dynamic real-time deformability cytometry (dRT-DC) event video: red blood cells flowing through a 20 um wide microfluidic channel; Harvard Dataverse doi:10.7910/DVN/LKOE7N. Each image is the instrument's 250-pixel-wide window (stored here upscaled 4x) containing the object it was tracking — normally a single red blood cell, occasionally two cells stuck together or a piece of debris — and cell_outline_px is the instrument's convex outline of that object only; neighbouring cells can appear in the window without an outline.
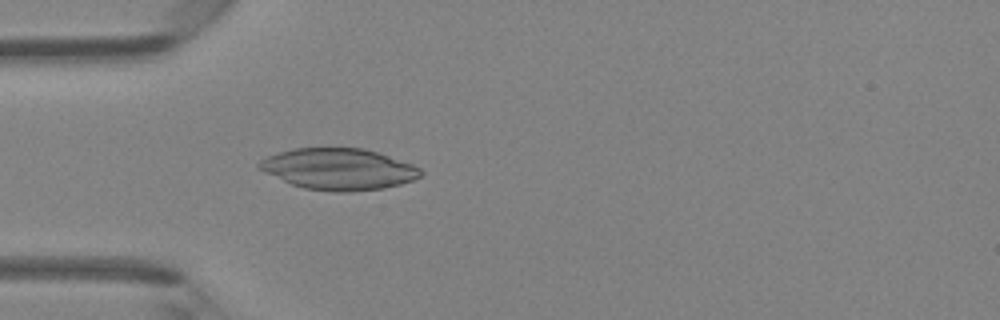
{"species": "Egyptian fruit bat (a non-hibernating species)", "species_latin": "Rousettus aegyptiacus", "temperature_condition": "room temperature", "stored_images_in_passage": 4, "camera_frame_rate_fps": 3000, "um_per_image_px": 0.085, "animal": {"sex": "female"}, "frame": {"image": 1, "passage_image": 4, "time_ms": 1.0, "image_size_px": [1000, 320], "cell_outline_px": [[424, 172], [420, 176], [412, 180], [400, 184], [384, 188], [348, 192], [332, 192], [304, 188], [292, 184], [264, 172], [256, 168], [256, 164], [260, 160], [268, 156], [280, 152], [296, 148], [364, 148], [412, 164], [420, 168]], "centroid_in_image_um": [28.77, 14.38], "position_along_channel_um": 56.2, "area_um2": 38.78}}